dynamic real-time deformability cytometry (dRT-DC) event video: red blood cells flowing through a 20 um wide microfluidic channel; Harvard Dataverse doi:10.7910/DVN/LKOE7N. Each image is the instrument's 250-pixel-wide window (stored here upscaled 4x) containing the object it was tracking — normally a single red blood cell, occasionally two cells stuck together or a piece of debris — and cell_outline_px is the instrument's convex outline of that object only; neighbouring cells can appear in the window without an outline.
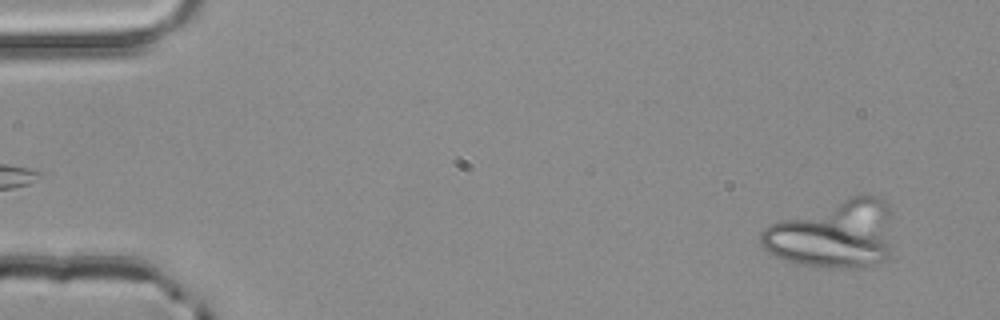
{"species": "common noctule bat (a hibernating species)", "species_latin": "Nyctalus noctula", "temperature_condition": "room temperature", "stored_images_in_passage": 4, "camera_frame_rate_fps": 3000, "um_per_image_px": 0.085, "animal": {"sex": "male", "body_mass_g": 20.4}, "frame": {"image": 1, "passage_image": 1, "time_ms": 0.0, "image_size_px": [1000, 320], "cell_outline_px": [[892, 208], [888, 256], [884, 260], [864, 268], [824, 268], [796, 264], [776, 256], [768, 252], [760, 244], [760, 232], [768, 224], [852, 196], [880, 196]], "centroid_in_image_um": [70.85, 19.93], "position_along_channel_um": 14.1, "area_um2": 52.37}}